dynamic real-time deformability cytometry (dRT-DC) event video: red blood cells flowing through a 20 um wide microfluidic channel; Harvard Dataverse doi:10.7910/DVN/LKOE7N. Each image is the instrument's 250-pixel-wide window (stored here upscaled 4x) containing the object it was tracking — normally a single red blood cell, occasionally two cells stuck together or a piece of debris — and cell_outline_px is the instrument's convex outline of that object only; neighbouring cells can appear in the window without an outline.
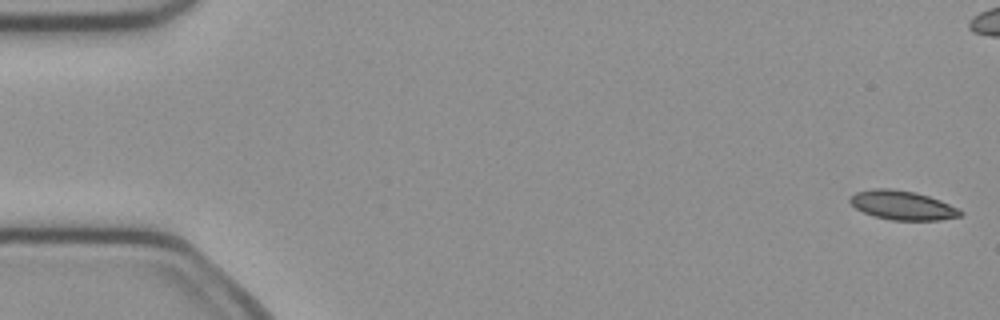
{"species": "common noctule bat (a hibernating species)", "species_latin": "Nyctalus noctula", "temperature_condition": "cold", "stored_images_in_passage": 52, "camera_frame_rate_fps": 3000, "um_per_image_px": 0.085, "animal": {"sex": "female", "body_mass_g": 21.9}, "frame": {"image": 1, "passage_image": 1, "time_ms": 0.0, "image_size_px": [1000, 320], "cell_outline_px": [[964, 212], [960, 216], [940, 220], [892, 220], [876, 216], [864, 212], [856, 208], [848, 200], [856, 192], [872, 188], [892, 188], [916, 192], [940, 200]], "centroid_in_image_um": [76.7, 17.43], "position_along_channel_um": 8.3, "area_um2": 18.55}}
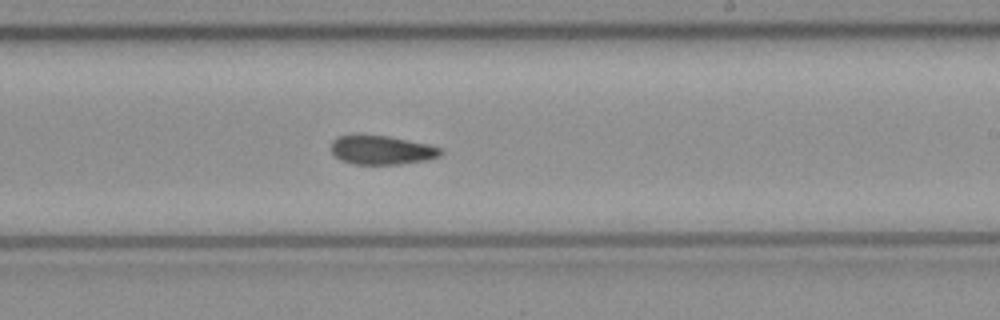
{"frame": {"image": 2, "passage_image": 30, "time_ms": 9.667, "image_size_px": [1000, 320], "cell_outline_px": [[444, 152], [440, 156], [428, 160], [400, 164], [352, 164], [340, 160], [332, 152], [332, 140], [340, 136], [352, 132], [388, 136], [428, 144], [440, 148]], "centroid_in_image_um": [32.41, 12.73], "position_along_channel_um": 256.6, "area_um2": 18.96}}
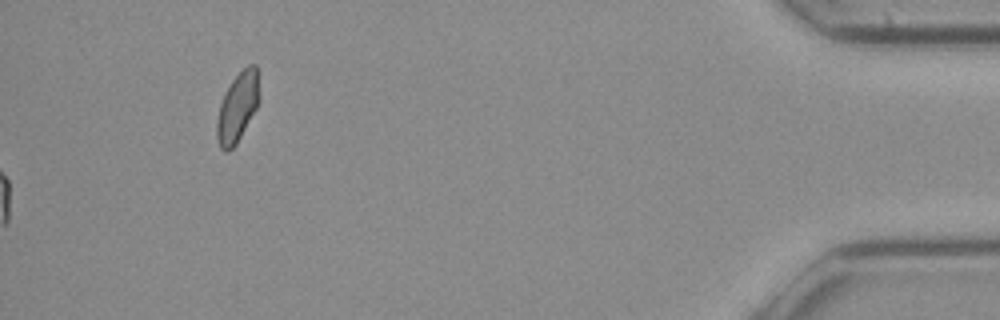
{"frame": {"image": 3, "passage_image": 52, "time_ms": 17.0, "image_size_px": [1000, 320], "cell_outline_px": [[260, 100], [256, 108], [236, 144], [228, 152], [224, 152], [220, 148], [216, 136], [216, 120], [220, 104], [224, 92], [232, 80], [248, 64], [256, 64], [260, 96]], "centroid_in_image_um": [20.18, 9.12], "position_along_channel_um": 415.0, "area_um2": 17.22}, "authors_computed_cell_mechanics": {"area_um2": 19.074, "velocity_mm_per_s": 4.0226, "shape_relaxation_time_tau1_ms": null, "shape_relaxation_time_tau2_ms": 8.6969, "deformation_change_tau1": null, "deformation_change_tau2": 0.1667}}